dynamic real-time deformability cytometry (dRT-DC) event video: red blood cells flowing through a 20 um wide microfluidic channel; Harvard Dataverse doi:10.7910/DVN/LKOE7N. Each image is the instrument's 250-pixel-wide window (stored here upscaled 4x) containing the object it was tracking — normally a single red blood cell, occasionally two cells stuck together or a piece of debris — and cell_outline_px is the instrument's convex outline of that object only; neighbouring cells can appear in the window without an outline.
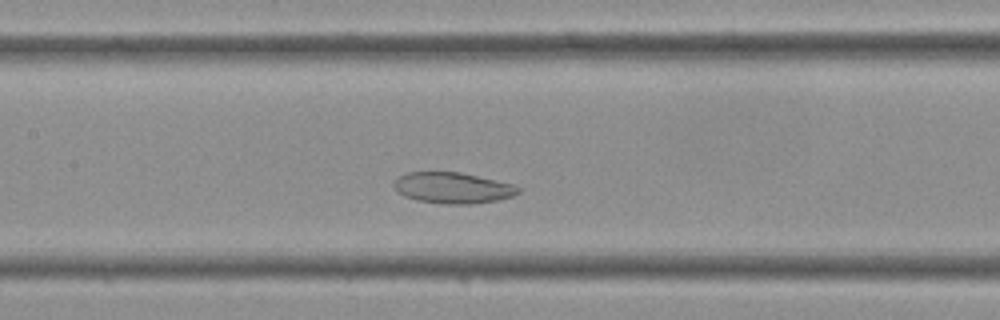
{"species": "Egyptian fruit bat (a non-hibernating species)", "species_latin": "Rousettus aegyptiacus", "temperature_condition": "cold", "stored_images_in_passage": 37, "camera_frame_rate_fps": 3000, "um_per_image_px": 0.085, "frame": {"image": 1, "passage_image": 14, "time_ms": 4.333, "image_size_px": [1000, 320], "cell_outline_px": [[520, 192], [512, 196], [496, 200], [472, 204], [448, 204], [416, 200], [404, 196], [396, 192], [392, 184], [404, 172], [460, 172], [512, 184], [520, 188]], "centroid_in_image_um": [38.44, 15.97], "position_along_channel_um": 169.0, "area_um2": 22.37}}
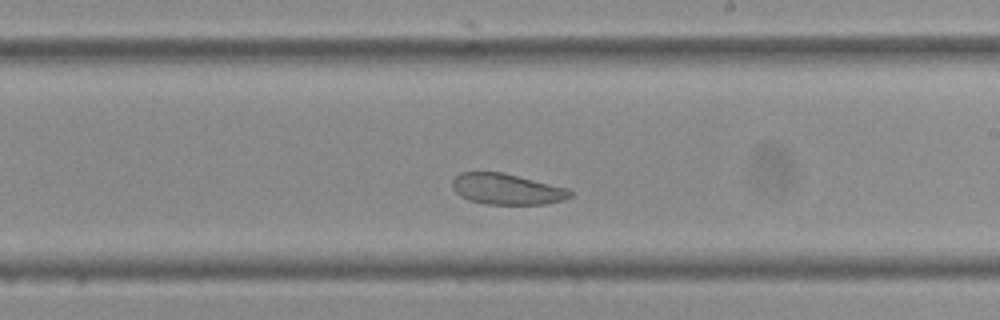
{"frame": {"image": 2, "passage_image": 19, "time_ms": 6.0, "image_size_px": [1000, 320], "cell_outline_px": [[572, 196], [564, 200], [544, 204], [484, 204], [460, 196], [452, 188], [452, 180], [460, 172], [504, 172], [568, 188], [572, 192]], "centroid_in_image_um": [43.09, 16.07], "position_along_channel_um": 245.9, "area_um2": 21.27}}
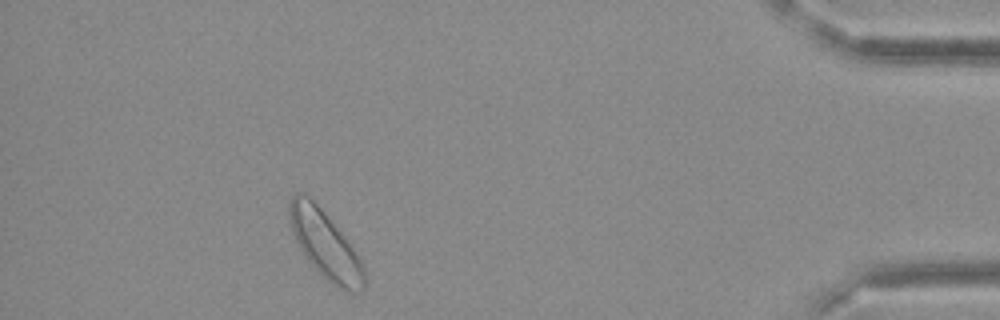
{"frame": {"image": 3, "passage_image": 33, "time_ms": 10.667, "image_size_px": [1000, 320], "cell_outline_px": [[364, 292], [348, 292], [336, 288], [308, 260], [300, 248], [292, 232], [288, 220], [288, 204], [292, 196], [296, 192], [304, 192], [324, 212], [344, 236], [364, 264]], "centroid_in_image_um": [27.63, 20.8], "position_along_channel_um": 407.6, "area_um2": 29.25}}